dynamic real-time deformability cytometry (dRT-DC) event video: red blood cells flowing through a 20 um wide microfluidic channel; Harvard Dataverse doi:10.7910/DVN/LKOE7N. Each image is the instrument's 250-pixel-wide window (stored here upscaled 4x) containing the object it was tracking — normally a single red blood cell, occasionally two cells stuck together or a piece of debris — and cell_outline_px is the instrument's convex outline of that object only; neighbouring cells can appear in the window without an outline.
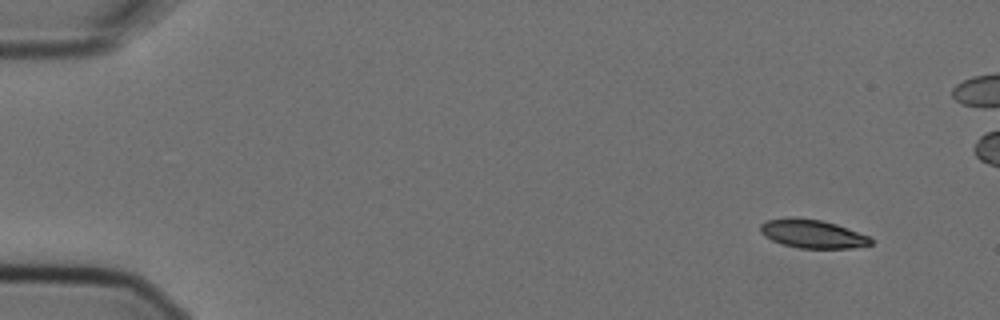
{"species": "Egyptian fruit bat (a non-hibernating species)", "species_latin": "Rousettus aegyptiacus", "temperature_condition": "cold", "stored_images_in_passage": 5, "camera_frame_rate_fps": 3000, "um_per_image_px": 0.085, "animal": {"sex": "female"}, "frame": {"image": 1, "passage_image": 1, "time_ms": 0.0, "image_size_px": [1000, 320], "cell_outline_px": [[872, 244], [852, 248], [800, 248], [784, 244], [772, 240], [764, 236], [760, 232], [760, 224], [768, 220], [788, 216], [796, 216], [820, 220], [836, 224], [868, 236], [872, 240]], "centroid_in_image_um": [69.02, 19.86], "position_along_channel_um": 16.0, "area_um2": 18.32}}